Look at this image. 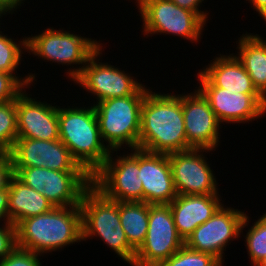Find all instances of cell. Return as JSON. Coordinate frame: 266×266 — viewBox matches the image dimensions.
<instances>
[{
  "label": "cell",
  "instance_id": "cell-1",
  "mask_svg": "<svg viewBox=\"0 0 266 266\" xmlns=\"http://www.w3.org/2000/svg\"><path fill=\"white\" fill-rule=\"evenodd\" d=\"M146 92L141 107L138 148L169 154L192 149L188 145L182 110V94Z\"/></svg>",
  "mask_w": 266,
  "mask_h": 266
},
{
  "label": "cell",
  "instance_id": "cell-2",
  "mask_svg": "<svg viewBox=\"0 0 266 266\" xmlns=\"http://www.w3.org/2000/svg\"><path fill=\"white\" fill-rule=\"evenodd\" d=\"M16 237L18 247L43 256L83 242L81 208L54 207L47 213L23 219L16 225Z\"/></svg>",
  "mask_w": 266,
  "mask_h": 266
},
{
  "label": "cell",
  "instance_id": "cell-3",
  "mask_svg": "<svg viewBox=\"0 0 266 266\" xmlns=\"http://www.w3.org/2000/svg\"><path fill=\"white\" fill-rule=\"evenodd\" d=\"M59 139L73 158L92 177L109 157L102 141L94 105L58 106Z\"/></svg>",
  "mask_w": 266,
  "mask_h": 266
},
{
  "label": "cell",
  "instance_id": "cell-4",
  "mask_svg": "<svg viewBox=\"0 0 266 266\" xmlns=\"http://www.w3.org/2000/svg\"><path fill=\"white\" fill-rule=\"evenodd\" d=\"M82 241L99 237L120 259L131 266L136 251L130 246L120 222L119 202L107 198L91 184L83 193Z\"/></svg>",
  "mask_w": 266,
  "mask_h": 266
},
{
  "label": "cell",
  "instance_id": "cell-5",
  "mask_svg": "<svg viewBox=\"0 0 266 266\" xmlns=\"http://www.w3.org/2000/svg\"><path fill=\"white\" fill-rule=\"evenodd\" d=\"M148 90L143 85L134 95L92 103L101 139L110 151H120L126 146L129 147L128 151L138 148L141 107Z\"/></svg>",
  "mask_w": 266,
  "mask_h": 266
},
{
  "label": "cell",
  "instance_id": "cell-6",
  "mask_svg": "<svg viewBox=\"0 0 266 266\" xmlns=\"http://www.w3.org/2000/svg\"><path fill=\"white\" fill-rule=\"evenodd\" d=\"M63 29L57 30L48 27L44 28L40 34L27 36V53L29 55L32 53L34 57L38 56L37 58L40 57L39 59L42 58L47 62L52 61V63H58L62 66L70 65V68L66 70V75L73 81L80 74L89 58L103 43H100V40H95V38H87Z\"/></svg>",
  "mask_w": 266,
  "mask_h": 266
},
{
  "label": "cell",
  "instance_id": "cell-7",
  "mask_svg": "<svg viewBox=\"0 0 266 266\" xmlns=\"http://www.w3.org/2000/svg\"><path fill=\"white\" fill-rule=\"evenodd\" d=\"M136 6L143 22L144 36L171 34L191 43L202 39L207 23L198 14L177 6L171 0H139Z\"/></svg>",
  "mask_w": 266,
  "mask_h": 266
},
{
  "label": "cell",
  "instance_id": "cell-8",
  "mask_svg": "<svg viewBox=\"0 0 266 266\" xmlns=\"http://www.w3.org/2000/svg\"><path fill=\"white\" fill-rule=\"evenodd\" d=\"M130 152L118 156V150L110 151L104 165L92 176V184L107 198L117 202H143L139 148Z\"/></svg>",
  "mask_w": 266,
  "mask_h": 266
},
{
  "label": "cell",
  "instance_id": "cell-9",
  "mask_svg": "<svg viewBox=\"0 0 266 266\" xmlns=\"http://www.w3.org/2000/svg\"><path fill=\"white\" fill-rule=\"evenodd\" d=\"M249 221L245 212L223 204L210 219L192 232L184 244L195 251L212 254L223 264L227 245L241 237Z\"/></svg>",
  "mask_w": 266,
  "mask_h": 266
},
{
  "label": "cell",
  "instance_id": "cell-10",
  "mask_svg": "<svg viewBox=\"0 0 266 266\" xmlns=\"http://www.w3.org/2000/svg\"><path fill=\"white\" fill-rule=\"evenodd\" d=\"M184 245L169 204H149L148 230L132 266H160Z\"/></svg>",
  "mask_w": 266,
  "mask_h": 266
},
{
  "label": "cell",
  "instance_id": "cell-11",
  "mask_svg": "<svg viewBox=\"0 0 266 266\" xmlns=\"http://www.w3.org/2000/svg\"><path fill=\"white\" fill-rule=\"evenodd\" d=\"M195 87L208 101L221 124L249 123L266 114V99L260 93H233L216 87L200 70Z\"/></svg>",
  "mask_w": 266,
  "mask_h": 266
},
{
  "label": "cell",
  "instance_id": "cell-12",
  "mask_svg": "<svg viewBox=\"0 0 266 266\" xmlns=\"http://www.w3.org/2000/svg\"><path fill=\"white\" fill-rule=\"evenodd\" d=\"M103 46L87 61L80 74L73 80L83 90L94 96L96 102L117 97L134 95L144 84L137 81L133 74L119 67L100 62Z\"/></svg>",
  "mask_w": 266,
  "mask_h": 266
},
{
  "label": "cell",
  "instance_id": "cell-13",
  "mask_svg": "<svg viewBox=\"0 0 266 266\" xmlns=\"http://www.w3.org/2000/svg\"><path fill=\"white\" fill-rule=\"evenodd\" d=\"M210 151L192 148L168 154L177 195L219 194V184L205 156Z\"/></svg>",
  "mask_w": 266,
  "mask_h": 266
},
{
  "label": "cell",
  "instance_id": "cell-14",
  "mask_svg": "<svg viewBox=\"0 0 266 266\" xmlns=\"http://www.w3.org/2000/svg\"><path fill=\"white\" fill-rule=\"evenodd\" d=\"M12 168L42 167L57 171H85L60 140L17 138L9 152Z\"/></svg>",
  "mask_w": 266,
  "mask_h": 266
},
{
  "label": "cell",
  "instance_id": "cell-15",
  "mask_svg": "<svg viewBox=\"0 0 266 266\" xmlns=\"http://www.w3.org/2000/svg\"><path fill=\"white\" fill-rule=\"evenodd\" d=\"M182 93V110L188 145L193 149L216 151L222 126L208 101L197 90Z\"/></svg>",
  "mask_w": 266,
  "mask_h": 266
},
{
  "label": "cell",
  "instance_id": "cell-16",
  "mask_svg": "<svg viewBox=\"0 0 266 266\" xmlns=\"http://www.w3.org/2000/svg\"><path fill=\"white\" fill-rule=\"evenodd\" d=\"M26 93L25 89L16 99L17 138L58 140V106Z\"/></svg>",
  "mask_w": 266,
  "mask_h": 266
},
{
  "label": "cell",
  "instance_id": "cell-17",
  "mask_svg": "<svg viewBox=\"0 0 266 266\" xmlns=\"http://www.w3.org/2000/svg\"><path fill=\"white\" fill-rule=\"evenodd\" d=\"M139 171L143 202L150 205L170 204L177 197L168 154L139 149Z\"/></svg>",
  "mask_w": 266,
  "mask_h": 266
},
{
  "label": "cell",
  "instance_id": "cell-18",
  "mask_svg": "<svg viewBox=\"0 0 266 266\" xmlns=\"http://www.w3.org/2000/svg\"><path fill=\"white\" fill-rule=\"evenodd\" d=\"M220 198L219 194L177 195L169 204L177 232L184 242L223 205Z\"/></svg>",
  "mask_w": 266,
  "mask_h": 266
},
{
  "label": "cell",
  "instance_id": "cell-19",
  "mask_svg": "<svg viewBox=\"0 0 266 266\" xmlns=\"http://www.w3.org/2000/svg\"><path fill=\"white\" fill-rule=\"evenodd\" d=\"M42 194L54 207L80 206L84 191L92 184L86 171H57L46 168Z\"/></svg>",
  "mask_w": 266,
  "mask_h": 266
},
{
  "label": "cell",
  "instance_id": "cell-20",
  "mask_svg": "<svg viewBox=\"0 0 266 266\" xmlns=\"http://www.w3.org/2000/svg\"><path fill=\"white\" fill-rule=\"evenodd\" d=\"M217 55L219 56H215L210 64L203 67L204 69H200L216 87L227 89L231 94L259 93L243 64L234 53Z\"/></svg>",
  "mask_w": 266,
  "mask_h": 266
},
{
  "label": "cell",
  "instance_id": "cell-21",
  "mask_svg": "<svg viewBox=\"0 0 266 266\" xmlns=\"http://www.w3.org/2000/svg\"><path fill=\"white\" fill-rule=\"evenodd\" d=\"M8 214L16 226L21 220L51 211L54 206L41 193L20 181L14 174L8 184Z\"/></svg>",
  "mask_w": 266,
  "mask_h": 266
},
{
  "label": "cell",
  "instance_id": "cell-22",
  "mask_svg": "<svg viewBox=\"0 0 266 266\" xmlns=\"http://www.w3.org/2000/svg\"><path fill=\"white\" fill-rule=\"evenodd\" d=\"M254 33L242 34L238 38L237 54L254 87L266 99V40Z\"/></svg>",
  "mask_w": 266,
  "mask_h": 266
},
{
  "label": "cell",
  "instance_id": "cell-23",
  "mask_svg": "<svg viewBox=\"0 0 266 266\" xmlns=\"http://www.w3.org/2000/svg\"><path fill=\"white\" fill-rule=\"evenodd\" d=\"M119 216L130 246L137 251L144 243L149 220V204L119 202Z\"/></svg>",
  "mask_w": 266,
  "mask_h": 266
},
{
  "label": "cell",
  "instance_id": "cell-24",
  "mask_svg": "<svg viewBox=\"0 0 266 266\" xmlns=\"http://www.w3.org/2000/svg\"><path fill=\"white\" fill-rule=\"evenodd\" d=\"M20 40L18 43L14 38L9 37L7 34L5 35L0 30V72L13 74L29 89L31 87L30 85L36 81V74L28 73L25 77L18 76V74L16 76L17 69L21 65L23 59L22 54L27 52V36H24L23 39Z\"/></svg>",
  "mask_w": 266,
  "mask_h": 266
},
{
  "label": "cell",
  "instance_id": "cell-25",
  "mask_svg": "<svg viewBox=\"0 0 266 266\" xmlns=\"http://www.w3.org/2000/svg\"><path fill=\"white\" fill-rule=\"evenodd\" d=\"M259 217L243 236L252 266L266 256V212Z\"/></svg>",
  "mask_w": 266,
  "mask_h": 266
},
{
  "label": "cell",
  "instance_id": "cell-26",
  "mask_svg": "<svg viewBox=\"0 0 266 266\" xmlns=\"http://www.w3.org/2000/svg\"><path fill=\"white\" fill-rule=\"evenodd\" d=\"M16 140V100L0 103V149L9 153Z\"/></svg>",
  "mask_w": 266,
  "mask_h": 266
},
{
  "label": "cell",
  "instance_id": "cell-27",
  "mask_svg": "<svg viewBox=\"0 0 266 266\" xmlns=\"http://www.w3.org/2000/svg\"><path fill=\"white\" fill-rule=\"evenodd\" d=\"M160 266H224L210 253L199 252L185 244Z\"/></svg>",
  "mask_w": 266,
  "mask_h": 266
},
{
  "label": "cell",
  "instance_id": "cell-28",
  "mask_svg": "<svg viewBox=\"0 0 266 266\" xmlns=\"http://www.w3.org/2000/svg\"><path fill=\"white\" fill-rule=\"evenodd\" d=\"M13 174L24 184L42 194L46 179V168H12Z\"/></svg>",
  "mask_w": 266,
  "mask_h": 266
},
{
  "label": "cell",
  "instance_id": "cell-29",
  "mask_svg": "<svg viewBox=\"0 0 266 266\" xmlns=\"http://www.w3.org/2000/svg\"><path fill=\"white\" fill-rule=\"evenodd\" d=\"M43 255L16 247L9 255L0 261V266H42L39 258Z\"/></svg>",
  "mask_w": 266,
  "mask_h": 266
},
{
  "label": "cell",
  "instance_id": "cell-30",
  "mask_svg": "<svg viewBox=\"0 0 266 266\" xmlns=\"http://www.w3.org/2000/svg\"><path fill=\"white\" fill-rule=\"evenodd\" d=\"M25 89L13 74L0 72V103L16 100Z\"/></svg>",
  "mask_w": 266,
  "mask_h": 266
},
{
  "label": "cell",
  "instance_id": "cell-31",
  "mask_svg": "<svg viewBox=\"0 0 266 266\" xmlns=\"http://www.w3.org/2000/svg\"><path fill=\"white\" fill-rule=\"evenodd\" d=\"M17 247L16 226L0 224V261Z\"/></svg>",
  "mask_w": 266,
  "mask_h": 266
},
{
  "label": "cell",
  "instance_id": "cell-32",
  "mask_svg": "<svg viewBox=\"0 0 266 266\" xmlns=\"http://www.w3.org/2000/svg\"><path fill=\"white\" fill-rule=\"evenodd\" d=\"M12 174V162L9 153L0 149V190L7 187Z\"/></svg>",
  "mask_w": 266,
  "mask_h": 266
},
{
  "label": "cell",
  "instance_id": "cell-33",
  "mask_svg": "<svg viewBox=\"0 0 266 266\" xmlns=\"http://www.w3.org/2000/svg\"><path fill=\"white\" fill-rule=\"evenodd\" d=\"M171 1L183 9H187L189 11L198 14L206 23L208 22L207 18H209L208 17L209 12L207 10L205 12L204 10L203 11L200 10L201 5L203 4L202 2L204 0H171Z\"/></svg>",
  "mask_w": 266,
  "mask_h": 266
},
{
  "label": "cell",
  "instance_id": "cell-34",
  "mask_svg": "<svg viewBox=\"0 0 266 266\" xmlns=\"http://www.w3.org/2000/svg\"><path fill=\"white\" fill-rule=\"evenodd\" d=\"M8 200V187H5L4 189L0 190V224H2V221H4V224L12 223L8 214Z\"/></svg>",
  "mask_w": 266,
  "mask_h": 266
},
{
  "label": "cell",
  "instance_id": "cell-35",
  "mask_svg": "<svg viewBox=\"0 0 266 266\" xmlns=\"http://www.w3.org/2000/svg\"><path fill=\"white\" fill-rule=\"evenodd\" d=\"M27 1V0H26ZM25 0H0V12L5 16L8 14H13L16 9H19Z\"/></svg>",
  "mask_w": 266,
  "mask_h": 266
},
{
  "label": "cell",
  "instance_id": "cell-36",
  "mask_svg": "<svg viewBox=\"0 0 266 266\" xmlns=\"http://www.w3.org/2000/svg\"><path fill=\"white\" fill-rule=\"evenodd\" d=\"M249 1L253 7V10L255 9L256 12H258V16H260L261 19H264L266 22V0H246Z\"/></svg>",
  "mask_w": 266,
  "mask_h": 266
},
{
  "label": "cell",
  "instance_id": "cell-37",
  "mask_svg": "<svg viewBox=\"0 0 266 266\" xmlns=\"http://www.w3.org/2000/svg\"><path fill=\"white\" fill-rule=\"evenodd\" d=\"M255 266H266V256L262 258Z\"/></svg>",
  "mask_w": 266,
  "mask_h": 266
},
{
  "label": "cell",
  "instance_id": "cell-38",
  "mask_svg": "<svg viewBox=\"0 0 266 266\" xmlns=\"http://www.w3.org/2000/svg\"><path fill=\"white\" fill-rule=\"evenodd\" d=\"M3 16H5V15L2 12H0V18ZM0 22H1V20H0ZM0 25H1V23H0Z\"/></svg>",
  "mask_w": 266,
  "mask_h": 266
}]
</instances>
